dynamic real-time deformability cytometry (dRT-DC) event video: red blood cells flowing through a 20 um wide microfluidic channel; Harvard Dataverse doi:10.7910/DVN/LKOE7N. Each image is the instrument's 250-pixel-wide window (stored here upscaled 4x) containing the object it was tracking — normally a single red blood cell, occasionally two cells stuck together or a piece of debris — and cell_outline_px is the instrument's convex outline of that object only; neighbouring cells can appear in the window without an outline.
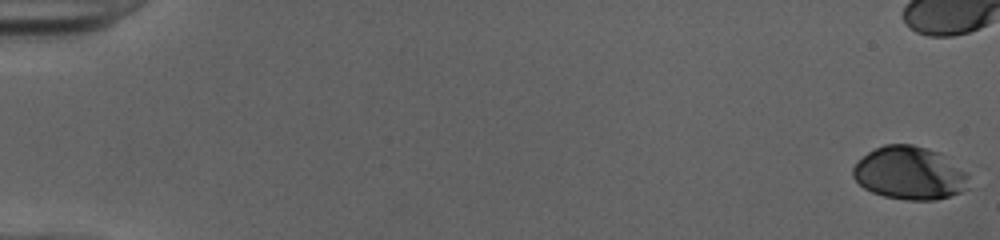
{"species": "human", "species_latin": "Homo sapiens", "temperature_condition": "cold", "stored_images_in_passage": 43, "camera_frame_rate_fps": 3000, "um_per_image_px": 0.085, "donor": {"sex": "female"}, "frame": {"image": 1, "passage_image": 1, "time_ms": 0.0, "image_size_px": [1000, 240], "cell_outline_px": [[968, 188], [960, 192], [936, 200], [908, 200], [884, 196], [872, 192], [864, 188], [852, 176], [852, 168], [868, 152], [884, 144], [912, 144], [928, 148], [940, 152], [968, 172]], "centroid_in_image_um": [77.34, 14.71], "position_along_channel_um": 7.7, "area_um2": 35.95}}
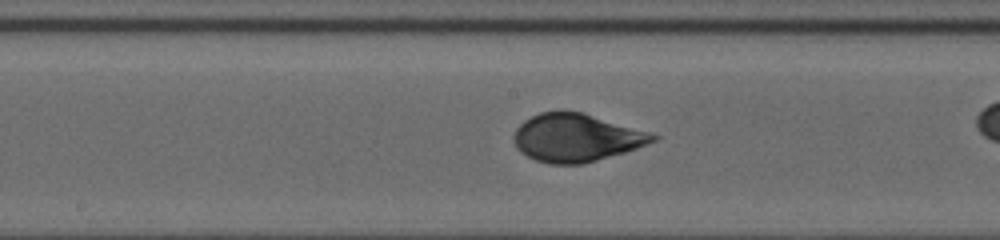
{"frame": {"image": 2, "passage_image": 29, "time_ms": 9.333, "image_size_px": [1000, 240], "cell_outline_px": [[660, 140], [624, 152], [584, 164], [548, 164], [536, 160], [520, 152], [516, 148], [512, 136], [516, 128], [524, 120], [540, 112], [560, 108], [564, 108], [580, 112], [648, 132], [660, 136]], "centroid_in_image_um": [48.93, 11.69], "position_along_channel_um": 199.3, "area_um2": 39.13}}
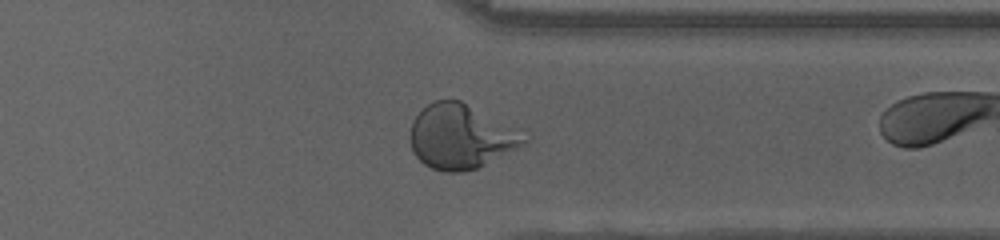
{"frame": {"image": 3, "passage_image": 42, "time_ms": 13.667, "image_size_px": [1000, 240], "cell_outline_px": [[528, 140], [524, 144], [476, 168], [464, 172], [444, 172], [432, 168], [424, 164], [412, 152], [408, 136], [412, 124], [416, 116], [428, 104], [436, 100], [460, 100]], "centroid_in_image_um": [39.01, 11.65], "position_along_channel_um": 372.4, "area_um2": 41.04}}